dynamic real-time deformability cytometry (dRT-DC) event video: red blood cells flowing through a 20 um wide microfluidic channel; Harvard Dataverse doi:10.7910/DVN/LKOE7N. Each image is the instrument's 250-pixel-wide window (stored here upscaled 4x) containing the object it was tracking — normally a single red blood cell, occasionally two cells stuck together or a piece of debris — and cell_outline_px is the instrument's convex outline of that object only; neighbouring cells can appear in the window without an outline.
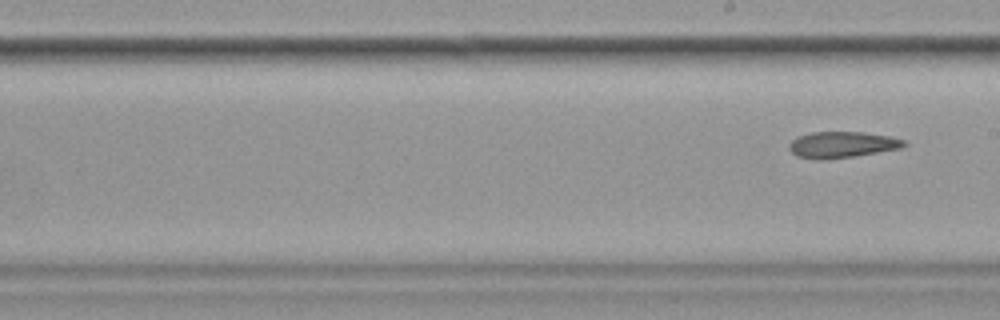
{"species": "common noctule bat (a hibernating species)", "species_latin": "Nyctalus noctula", "temperature_condition": "cold", "stored_images_in_passage": 10, "segment_of_instrument_passage": [2, 2], "camera_frame_rate_fps": 3000, "um_per_image_px": 0.085, "animal": {"sex": "female", "body_mass_g": 19.9}, "frame": {"image": 1, "passage_image": 10, "time_ms": 11.333, "image_size_px": [1000, 320], "cell_outline_px": [[908, 144], [900, 148], [852, 156], [820, 160], [796, 156], [788, 148], [788, 144], [796, 136], [812, 132], [864, 132], [892, 136], [904, 140]], "centroid_in_image_um": [71.55, 12.28], "position_along_channel_um": 217.5, "area_um2": 17.51}}